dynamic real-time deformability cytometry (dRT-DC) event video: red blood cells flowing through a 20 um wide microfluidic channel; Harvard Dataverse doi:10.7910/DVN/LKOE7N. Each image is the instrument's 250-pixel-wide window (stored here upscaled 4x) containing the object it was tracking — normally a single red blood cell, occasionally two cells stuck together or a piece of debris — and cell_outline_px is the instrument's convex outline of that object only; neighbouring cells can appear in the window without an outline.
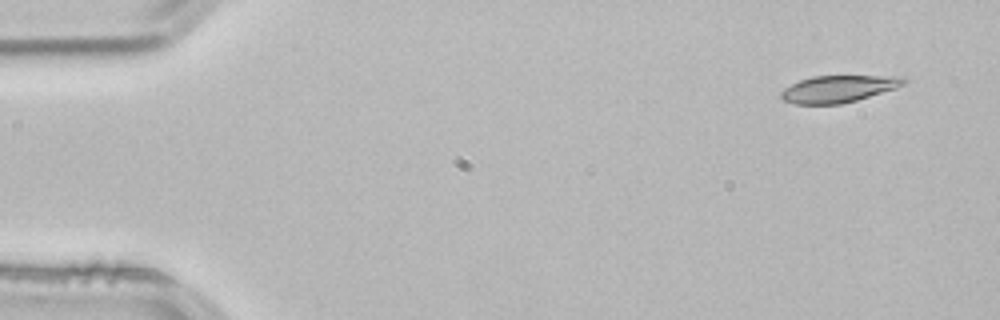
{"species": "common noctule bat (a hibernating species)", "species_latin": "Nyctalus noctula", "temperature_condition": "room temperature", "stored_images_in_passage": 12, "camera_frame_rate_fps": 3000, "um_per_image_px": 0.085, "animal": {"sex": "male", "body_mass_g": 21.5, "forearm_length_mm": 52.0}, "frame": {"image": 1, "passage_image": 1, "time_ms": 0.0, "image_size_px": [1000, 320], "cell_outline_px": [[908, 80], [904, 84], [896, 88], [856, 100], [840, 104], [796, 104], [784, 100], [780, 96], [780, 92], [784, 88], [800, 80], [812, 76], [904, 76]], "centroid_in_image_um": [71.27, 7.55], "position_along_channel_um": 13.7, "area_um2": 19.19}}